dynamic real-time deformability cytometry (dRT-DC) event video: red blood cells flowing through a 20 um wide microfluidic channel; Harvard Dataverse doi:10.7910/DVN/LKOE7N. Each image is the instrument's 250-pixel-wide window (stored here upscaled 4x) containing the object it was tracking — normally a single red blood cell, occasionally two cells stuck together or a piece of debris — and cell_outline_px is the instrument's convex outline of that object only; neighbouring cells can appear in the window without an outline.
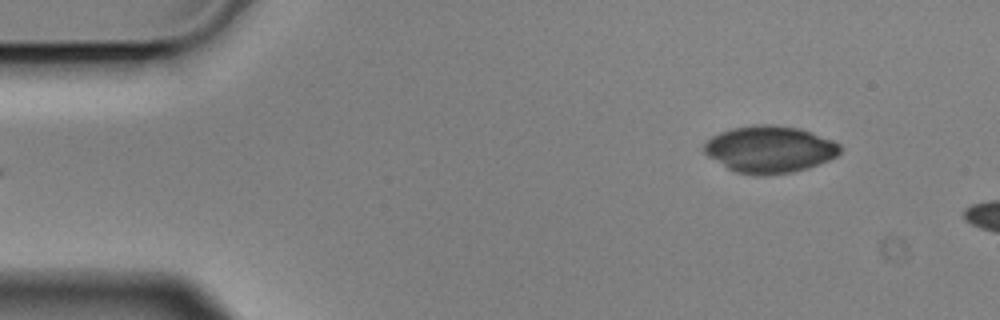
{"species": "Egyptian fruit bat (a non-hibernating species)", "species_latin": "Rousettus aegyptiacus", "temperature_condition": "cold", "stored_images_in_passage": 6, "camera_frame_rate_fps": 3000, "um_per_image_px": 0.085, "animal": {"sex": "male"}, "frame": {"image": 1, "passage_image": 6, "time_ms": 1.667, "image_size_px": [1000, 320], "cell_outline_px": [[840, 152], [836, 156], [828, 160], [808, 168], [792, 172], [768, 176], [752, 176], [736, 172], [728, 168], [708, 156], [704, 152], [704, 144], [712, 136], [720, 132], [732, 128], [756, 124], [768, 124], [800, 128], [832, 140], [840, 144]], "centroid_in_image_um": [65.41, 12.7], "position_along_channel_um": 19.6, "area_um2": 37.22}}